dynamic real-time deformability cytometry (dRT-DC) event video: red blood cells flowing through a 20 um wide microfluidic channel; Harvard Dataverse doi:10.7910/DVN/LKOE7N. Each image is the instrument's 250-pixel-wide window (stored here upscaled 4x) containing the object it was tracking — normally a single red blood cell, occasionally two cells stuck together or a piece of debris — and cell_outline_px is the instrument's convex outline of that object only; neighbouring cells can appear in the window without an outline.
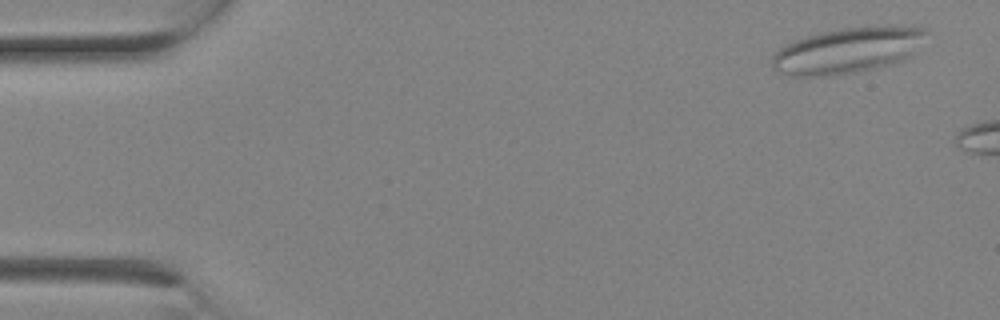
{"species": "Egyptian fruit bat (a non-hibernating species)", "species_latin": "Rousettus aegyptiacus", "temperature_condition": "room temperature", "stored_images_in_passage": 2, "camera_frame_rate_fps": 3000, "um_per_image_px": 0.085, "animal": {"sex": "female"}, "frame": {"image": 1, "passage_image": 1, "time_ms": 0.0, "image_size_px": [1000, 320], "cell_outline_px": [[928, 32], [912, 52], [904, 60], [892, 64], [876, 68], [856, 72], [832, 76], [792, 76], [780, 72], [772, 68], [772, 56], [784, 44], [804, 36], [820, 32], [840, 28], [888, 24], [912, 24], [924, 28]], "centroid_in_image_um": [72.06, 4.25], "position_along_channel_um": 12.9, "area_um2": 41.79}}